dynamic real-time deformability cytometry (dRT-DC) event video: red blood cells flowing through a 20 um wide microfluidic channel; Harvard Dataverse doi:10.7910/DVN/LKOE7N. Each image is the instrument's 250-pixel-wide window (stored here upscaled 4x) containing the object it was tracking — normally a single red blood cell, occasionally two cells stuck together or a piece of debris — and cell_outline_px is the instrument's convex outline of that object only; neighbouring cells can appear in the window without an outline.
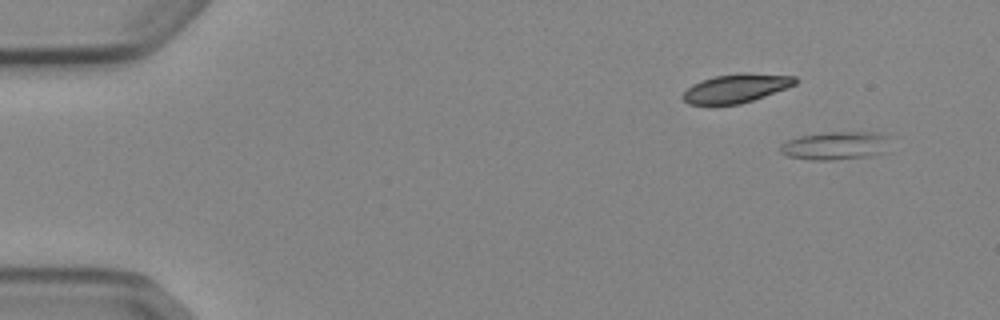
{"species": "Egyptian fruit bat (a non-hibernating species)", "species_latin": "Rousettus aegyptiacus", "temperature_condition": "cold", "stored_images_in_passage": 52, "camera_frame_rate_fps": 3000, "um_per_image_px": 0.085, "animal": {"sex": "female"}, "frame": {"image": 1, "passage_image": 3, "time_ms": 0.667, "image_size_px": [1000, 320], "cell_outline_px": [[892, 136], [888, 152], [872, 156], [832, 160], [812, 160], [788, 156], [780, 152], [780, 144], [788, 140], [800, 136], [828, 132], [880, 132]], "centroid_in_image_um": [71.14, 12.38], "position_along_channel_um": 13.9, "area_um2": 18.55}}
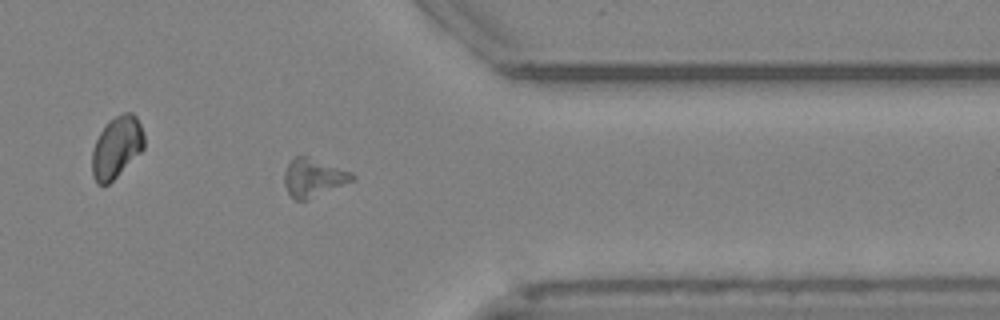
{"frame": {"image": 2, "passage_image": 42, "time_ms": 13.667, "image_size_px": [1000, 320], "cell_outline_px": [[356, 180], [308, 200], [296, 200], [288, 192], [284, 184], [284, 172], [288, 164], [296, 156], [304, 156], [352, 172], [356, 176]], "centroid_in_image_um": [26.67, 15.13], "position_along_channel_um": 384.7, "area_um2": 14.97}}
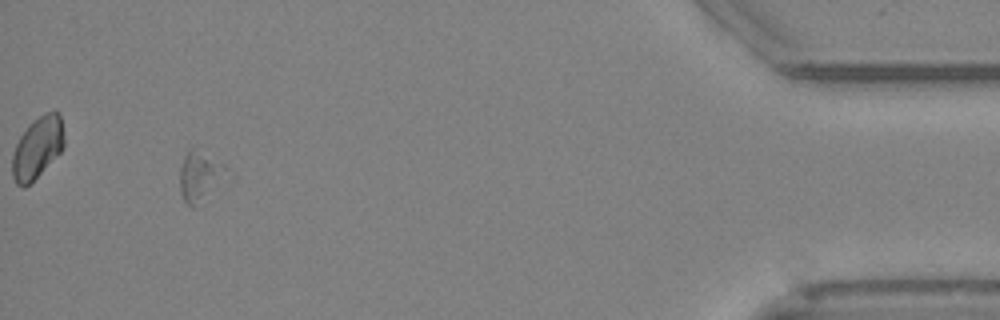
{"frame": {"image": 3, "passage_image": 49, "time_ms": 16.0, "image_size_px": [1000, 320], "cell_outline_px": [[236, 176], [232, 180], [196, 208], [192, 208], [184, 200], [180, 192], [180, 168], [184, 156], [192, 148], [224, 164]], "centroid_in_image_um": [17.17, 15.1], "position_along_channel_um": 418.0, "area_um2": 14.8}, "authors_computed_cell_mechanics": {"area_um2": 14.8257, "velocity_mm_per_s": 3.8738, "shape_relaxation_time_tau1_ms": 5.8763, "shape_relaxation_time_tau2_ms": null, "deformation_change_tau1": 0.1833, "deformation_change_tau2": null}}